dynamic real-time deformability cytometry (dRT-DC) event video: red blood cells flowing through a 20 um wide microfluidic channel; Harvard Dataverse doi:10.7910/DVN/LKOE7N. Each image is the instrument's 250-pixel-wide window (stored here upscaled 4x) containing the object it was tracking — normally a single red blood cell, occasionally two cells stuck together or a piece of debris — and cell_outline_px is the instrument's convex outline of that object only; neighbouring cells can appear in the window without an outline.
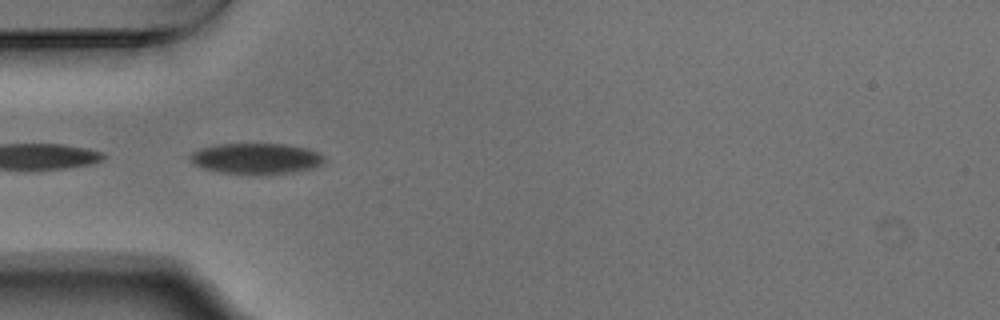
{"species": "Egyptian fruit bat (a non-hibernating species)", "species_latin": "Rousettus aegyptiacus", "temperature_condition": "warm", "stored_images_in_passage": 8, "camera_frame_rate_fps": 3000, "um_per_image_px": 0.085, "animal": {"sex": "male"}, "frame": {"image": 1, "passage_image": 2, "time_ms": 0.333, "image_size_px": [1000, 320], "cell_outline_px": [[324, 164], [312, 168], [292, 172], [220, 172], [204, 168], [192, 164], [188, 156], [192, 152], [200, 148], [216, 144], [284, 144], [308, 148], [320, 152], [324, 156]], "centroid_in_image_um": [21.78, 13.43], "position_along_channel_um": 63.2, "area_um2": 23.58}}
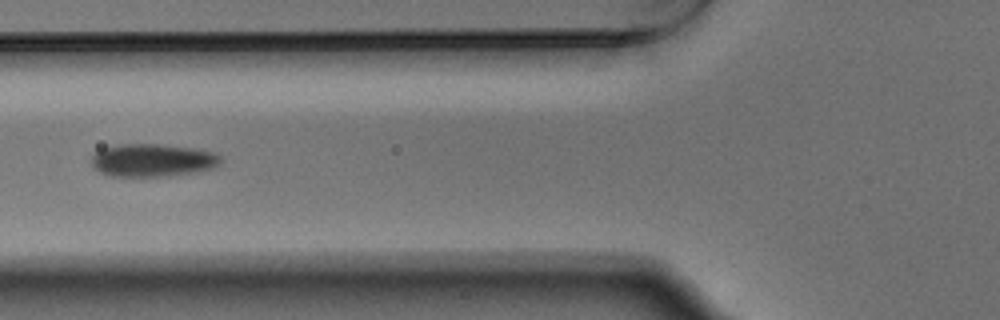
{"frame": {"image": 2, "passage_image": 6, "time_ms": 1.667, "image_size_px": [1000, 320], "cell_outline_px": [[220, 164], [216, 168], [196, 172], [168, 176], [108, 176], [100, 172], [92, 164], [92, 156], [100, 148], [120, 144], [156, 144], [192, 148], [212, 152], [220, 156]], "centroid_in_image_um": [12.96, 13.63], "position_along_channel_um": 112.8, "area_um2": 24.74}}